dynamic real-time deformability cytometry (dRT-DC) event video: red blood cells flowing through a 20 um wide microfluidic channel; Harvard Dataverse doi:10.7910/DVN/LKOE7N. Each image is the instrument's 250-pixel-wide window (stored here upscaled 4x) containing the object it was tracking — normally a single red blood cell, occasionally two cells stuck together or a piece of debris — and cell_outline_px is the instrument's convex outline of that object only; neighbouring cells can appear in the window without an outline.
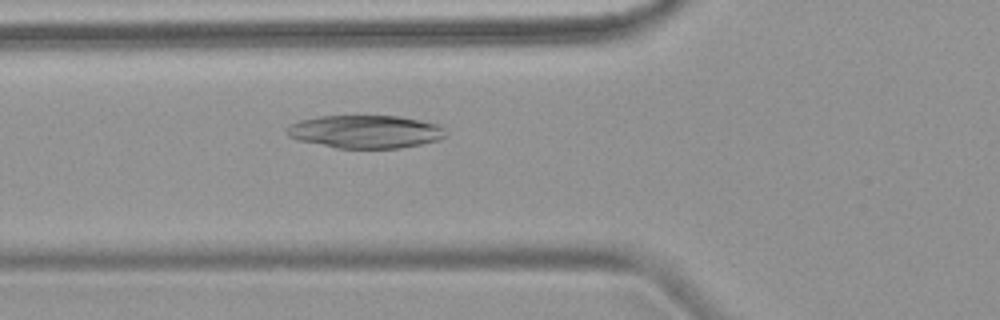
{"species": "common noctule bat (a hibernating species)", "species_latin": "Nyctalus noctula", "temperature_condition": "warm", "stored_images_in_passage": 6, "camera_frame_rate_fps": 3000, "um_per_image_px": 0.085, "animal": {"sex": "female", "body_mass_g": 18.4}, "frame": {"image": 1, "passage_image": 6, "time_ms": 6.0, "image_size_px": [1000, 320], "cell_outline_px": [[448, 136], [440, 140], [400, 148], [336, 148], [296, 140], [288, 136], [284, 128], [288, 124], [300, 120], [320, 116], [400, 116], [440, 124], [448, 132]], "centroid_in_image_um": [31.07, 11.19], "position_along_channel_um": 94.7, "area_um2": 31.04}}